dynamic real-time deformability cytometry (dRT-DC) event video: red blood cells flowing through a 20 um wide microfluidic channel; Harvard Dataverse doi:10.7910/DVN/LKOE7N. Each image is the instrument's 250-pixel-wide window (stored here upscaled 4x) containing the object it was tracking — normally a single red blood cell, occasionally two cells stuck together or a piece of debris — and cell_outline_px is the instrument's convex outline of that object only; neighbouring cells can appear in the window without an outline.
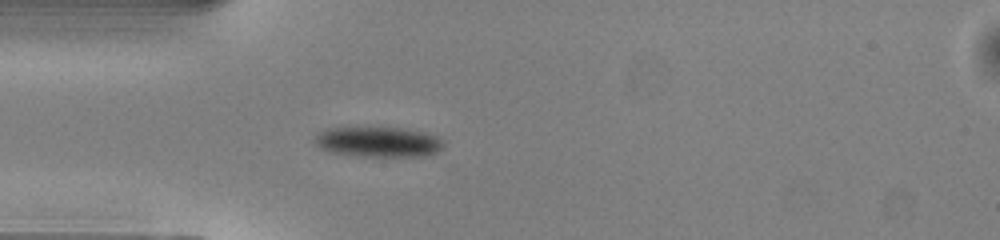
{"species": "common noctule bat (a hibernating species)", "species_latin": "Nyctalus noctula", "temperature_condition": "warm", "stored_images_in_passage": 37, "camera_frame_rate_fps": 3000, "um_per_image_px": 0.085, "animal": {"sex": "male", "body_mass_g": 13.0, "forearm_length_mm": 53.1}, "frame": {"image": 1, "passage_image": 1, "time_ms": 0.0, "image_size_px": [1000, 240], "cell_outline_px": [[444, 144], [436, 152], [424, 156], [356, 156], [332, 152], [316, 144], [312, 140], [324, 128], [400, 128], [424, 132], [436, 136]], "centroid_in_image_um": [32.13, 12.06], "position_along_channel_um": 52.9, "area_um2": 22.31}}
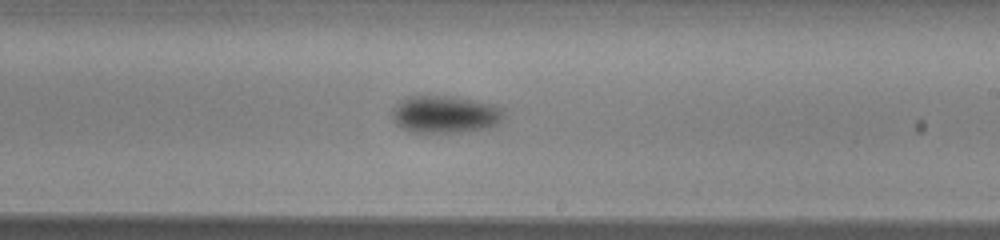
{"frame": {"image": 2, "passage_image": 16, "time_ms": 5.0, "image_size_px": [1000, 240], "cell_outline_px": [[504, 120], [492, 128], [460, 132], [416, 132], [404, 128], [396, 124], [392, 120], [392, 108], [400, 100], [408, 96], [448, 96], [496, 104], [504, 112]], "centroid_in_image_um": [37.86, 9.72], "position_along_channel_um": 251.1, "area_um2": 24.51}}
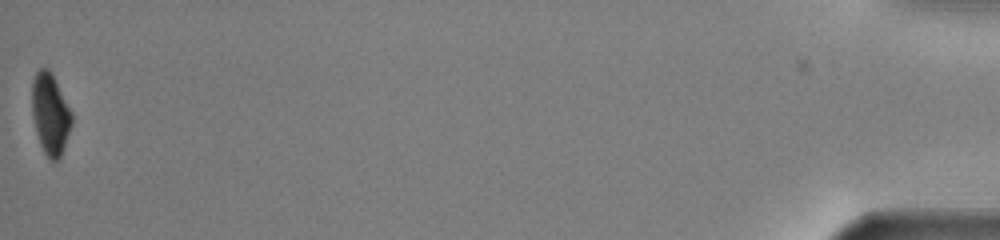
{"frame": {"image": 3, "passage_image": 37, "time_ms": 12.0, "image_size_px": [1000, 240], "cell_outline_px": [[72, 124], [64, 148], [60, 156], [56, 160], [52, 160], [44, 152], [40, 144], [36, 132], [32, 116], [32, 80], [36, 72], [40, 68], [48, 68], [72, 112]], "centroid_in_image_um": [4.26, 9.69], "position_along_channel_um": 430.9, "area_um2": 18.55}, "authors_computed_cell_mechanics": {"area_um2": 23.6402, "velocity_mm_per_s": 4.1006, "shape_relaxation_time_tau1_ms": 2.1981, "shape_relaxation_time_tau2_ms": null, "deformation_change_tau1": 0.0929, "deformation_change_tau2": null}}